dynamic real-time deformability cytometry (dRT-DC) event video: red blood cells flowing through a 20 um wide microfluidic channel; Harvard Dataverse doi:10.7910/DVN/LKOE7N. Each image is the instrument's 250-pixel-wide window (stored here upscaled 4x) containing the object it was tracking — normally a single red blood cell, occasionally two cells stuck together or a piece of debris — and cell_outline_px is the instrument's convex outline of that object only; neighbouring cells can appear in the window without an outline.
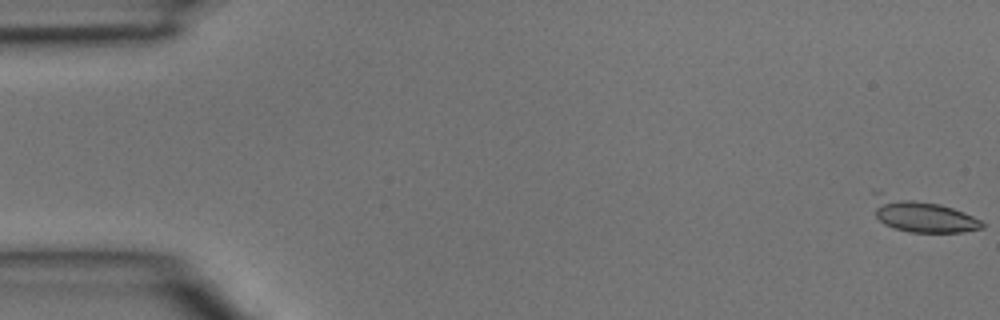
{"species": "common noctule bat (a hibernating species)", "species_latin": "Nyctalus noctula", "temperature_condition": "room temperature", "stored_images_in_passage": 20, "camera_frame_rate_fps": 3000, "um_per_image_px": 0.085, "animal": {"sex": "male", "body_mass_g": 15.6}, "frame": {"image": 1, "passage_image": 1, "time_ms": 0.0, "image_size_px": [1000, 320], "cell_outline_px": [[984, 228], [964, 232], [908, 232], [884, 224], [876, 216], [872, 192], [872, 188], [940, 204], [964, 212], [980, 220], [984, 224]], "centroid_in_image_um": [78.28, 18.25], "position_along_channel_um": 6.7, "area_um2": 21.5}}
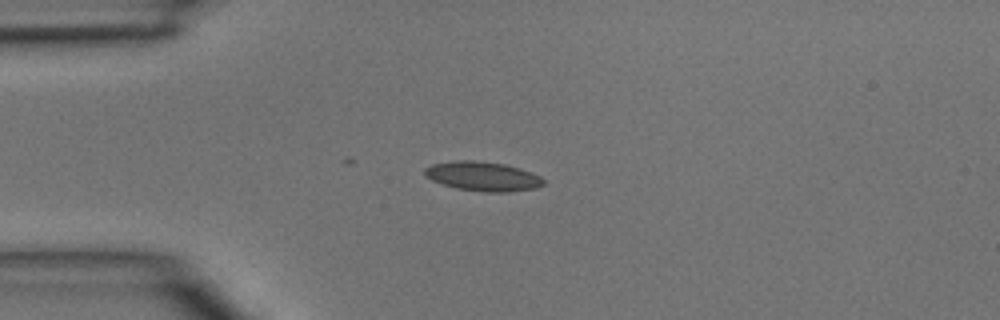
{"frame": {"image": 2, "passage_image": 12, "time_ms": 3.667, "image_size_px": [1000, 320], "cell_outline_px": [[544, 184], [536, 188], [508, 192], [484, 192], [456, 188], [432, 180], [424, 176], [424, 168], [432, 164], [456, 160], [472, 160], [504, 164], [520, 168], [540, 176], [544, 180]], "centroid_in_image_um": [41.03, 14.99], "position_along_channel_um": 44.0, "area_um2": 20.29}}
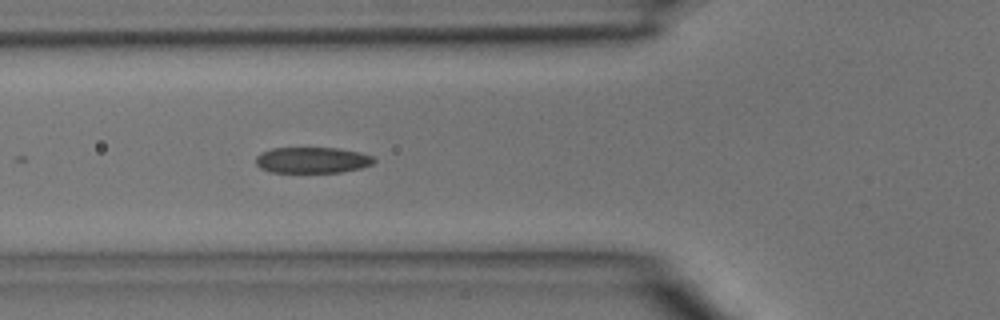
{"frame": {"image": 3, "passage_image": 17, "time_ms": 5.333, "image_size_px": [1000, 320], "cell_outline_px": [[376, 160], [372, 164], [360, 168], [340, 172], [272, 172], [260, 168], [256, 164], [256, 156], [260, 152], [272, 148], [340, 148], [360, 152], [372, 156]], "centroid_in_image_um": [26.53, 13.6], "position_along_channel_um": 99.3, "area_um2": 17.92}}